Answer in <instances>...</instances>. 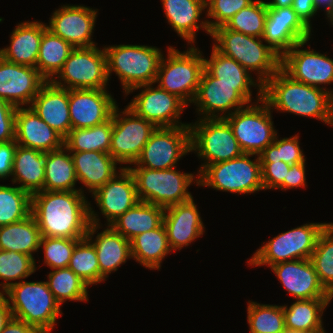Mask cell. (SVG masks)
<instances>
[{
    "instance_id": "obj_16",
    "label": "cell",
    "mask_w": 333,
    "mask_h": 333,
    "mask_svg": "<svg viewBox=\"0 0 333 333\" xmlns=\"http://www.w3.org/2000/svg\"><path fill=\"white\" fill-rule=\"evenodd\" d=\"M153 84H147L131 89L127 94L134 90L144 88L133 100L128 104L137 116L158 127H176L189 126V124L179 122L180 115L186 106L182 99L175 94L169 93Z\"/></svg>"
},
{
    "instance_id": "obj_3",
    "label": "cell",
    "mask_w": 333,
    "mask_h": 333,
    "mask_svg": "<svg viewBox=\"0 0 333 333\" xmlns=\"http://www.w3.org/2000/svg\"><path fill=\"white\" fill-rule=\"evenodd\" d=\"M216 43L213 47L225 56L233 58L248 72L257 71V81L262 85L281 68V57L263 39L220 26L210 35Z\"/></svg>"
},
{
    "instance_id": "obj_11",
    "label": "cell",
    "mask_w": 333,
    "mask_h": 333,
    "mask_svg": "<svg viewBox=\"0 0 333 333\" xmlns=\"http://www.w3.org/2000/svg\"><path fill=\"white\" fill-rule=\"evenodd\" d=\"M191 152L205 162L198 174L207 166L240 157L243 152L239 147L229 123L224 118L201 119L189 124Z\"/></svg>"
},
{
    "instance_id": "obj_44",
    "label": "cell",
    "mask_w": 333,
    "mask_h": 333,
    "mask_svg": "<svg viewBox=\"0 0 333 333\" xmlns=\"http://www.w3.org/2000/svg\"><path fill=\"white\" fill-rule=\"evenodd\" d=\"M68 267L88 286L100 283V267L93 243L81 239L75 246Z\"/></svg>"
},
{
    "instance_id": "obj_47",
    "label": "cell",
    "mask_w": 333,
    "mask_h": 333,
    "mask_svg": "<svg viewBox=\"0 0 333 333\" xmlns=\"http://www.w3.org/2000/svg\"><path fill=\"white\" fill-rule=\"evenodd\" d=\"M81 239L42 237L39 247L44 250V264L52 270L68 267L73 250Z\"/></svg>"
},
{
    "instance_id": "obj_45",
    "label": "cell",
    "mask_w": 333,
    "mask_h": 333,
    "mask_svg": "<svg viewBox=\"0 0 333 333\" xmlns=\"http://www.w3.org/2000/svg\"><path fill=\"white\" fill-rule=\"evenodd\" d=\"M36 268V262L31 256L21 252L0 250V279L5 281L0 283L3 290L0 293L3 295L14 284L10 282L11 280L22 281L35 273Z\"/></svg>"
},
{
    "instance_id": "obj_53",
    "label": "cell",
    "mask_w": 333,
    "mask_h": 333,
    "mask_svg": "<svg viewBox=\"0 0 333 333\" xmlns=\"http://www.w3.org/2000/svg\"><path fill=\"white\" fill-rule=\"evenodd\" d=\"M305 162L292 164L288 170L287 179L277 189H291L306 186Z\"/></svg>"
},
{
    "instance_id": "obj_30",
    "label": "cell",
    "mask_w": 333,
    "mask_h": 333,
    "mask_svg": "<svg viewBox=\"0 0 333 333\" xmlns=\"http://www.w3.org/2000/svg\"><path fill=\"white\" fill-rule=\"evenodd\" d=\"M161 2L169 25L188 44L195 43L199 28L211 35L207 20L199 24L202 11L206 9V0H161Z\"/></svg>"
},
{
    "instance_id": "obj_20",
    "label": "cell",
    "mask_w": 333,
    "mask_h": 333,
    "mask_svg": "<svg viewBox=\"0 0 333 333\" xmlns=\"http://www.w3.org/2000/svg\"><path fill=\"white\" fill-rule=\"evenodd\" d=\"M46 82L37 68L15 64L0 56V98L15 107L31 105Z\"/></svg>"
},
{
    "instance_id": "obj_9",
    "label": "cell",
    "mask_w": 333,
    "mask_h": 333,
    "mask_svg": "<svg viewBox=\"0 0 333 333\" xmlns=\"http://www.w3.org/2000/svg\"><path fill=\"white\" fill-rule=\"evenodd\" d=\"M252 86H258L257 95H262V84L222 83L204 69L192 104L198 107V114L203 115L201 119L225 118L251 103Z\"/></svg>"
},
{
    "instance_id": "obj_12",
    "label": "cell",
    "mask_w": 333,
    "mask_h": 333,
    "mask_svg": "<svg viewBox=\"0 0 333 333\" xmlns=\"http://www.w3.org/2000/svg\"><path fill=\"white\" fill-rule=\"evenodd\" d=\"M257 97V102L224 118L229 123L242 152L256 156L272 144L277 135L270 107L262 99V95ZM260 102L262 104L257 105Z\"/></svg>"
},
{
    "instance_id": "obj_5",
    "label": "cell",
    "mask_w": 333,
    "mask_h": 333,
    "mask_svg": "<svg viewBox=\"0 0 333 333\" xmlns=\"http://www.w3.org/2000/svg\"><path fill=\"white\" fill-rule=\"evenodd\" d=\"M104 51L108 79L115 72L126 95L135 87L154 84L163 56L159 48L124 44L104 47Z\"/></svg>"
},
{
    "instance_id": "obj_7",
    "label": "cell",
    "mask_w": 333,
    "mask_h": 333,
    "mask_svg": "<svg viewBox=\"0 0 333 333\" xmlns=\"http://www.w3.org/2000/svg\"><path fill=\"white\" fill-rule=\"evenodd\" d=\"M256 154L243 153L240 157L207 165L196 177L197 186L216 190L250 194L264 190L261 179L260 157L251 160Z\"/></svg>"
},
{
    "instance_id": "obj_29",
    "label": "cell",
    "mask_w": 333,
    "mask_h": 333,
    "mask_svg": "<svg viewBox=\"0 0 333 333\" xmlns=\"http://www.w3.org/2000/svg\"><path fill=\"white\" fill-rule=\"evenodd\" d=\"M70 154L77 180L92 194L118 173V162L109 153L81 151Z\"/></svg>"
},
{
    "instance_id": "obj_54",
    "label": "cell",
    "mask_w": 333,
    "mask_h": 333,
    "mask_svg": "<svg viewBox=\"0 0 333 333\" xmlns=\"http://www.w3.org/2000/svg\"><path fill=\"white\" fill-rule=\"evenodd\" d=\"M292 7L301 22L311 30L310 19L317 14L314 7V0H294Z\"/></svg>"
},
{
    "instance_id": "obj_14",
    "label": "cell",
    "mask_w": 333,
    "mask_h": 333,
    "mask_svg": "<svg viewBox=\"0 0 333 333\" xmlns=\"http://www.w3.org/2000/svg\"><path fill=\"white\" fill-rule=\"evenodd\" d=\"M118 110L117 105L113 110V130L109 154L118 164L132 165L157 127L137 116L127 106L122 112Z\"/></svg>"
},
{
    "instance_id": "obj_19",
    "label": "cell",
    "mask_w": 333,
    "mask_h": 333,
    "mask_svg": "<svg viewBox=\"0 0 333 333\" xmlns=\"http://www.w3.org/2000/svg\"><path fill=\"white\" fill-rule=\"evenodd\" d=\"M309 30L293 7H268L262 39L281 58L297 43L310 40Z\"/></svg>"
},
{
    "instance_id": "obj_1",
    "label": "cell",
    "mask_w": 333,
    "mask_h": 333,
    "mask_svg": "<svg viewBox=\"0 0 333 333\" xmlns=\"http://www.w3.org/2000/svg\"><path fill=\"white\" fill-rule=\"evenodd\" d=\"M90 203L81 191H39L32 194L31 215L42 237L85 238Z\"/></svg>"
},
{
    "instance_id": "obj_36",
    "label": "cell",
    "mask_w": 333,
    "mask_h": 333,
    "mask_svg": "<svg viewBox=\"0 0 333 333\" xmlns=\"http://www.w3.org/2000/svg\"><path fill=\"white\" fill-rule=\"evenodd\" d=\"M69 153V150L65 146L45 153L44 191L84 192L82 188L75 189V184L78 180L73 160Z\"/></svg>"
},
{
    "instance_id": "obj_24",
    "label": "cell",
    "mask_w": 333,
    "mask_h": 333,
    "mask_svg": "<svg viewBox=\"0 0 333 333\" xmlns=\"http://www.w3.org/2000/svg\"><path fill=\"white\" fill-rule=\"evenodd\" d=\"M119 169L120 172L92 194L108 225L140 201L133 174L128 167Z\"/></svg>"
},
{
    "instance_id": "obj_32",
    "label": "cell",
    "mask_w": 333,
    "mask_h": 333,
    "mask_svg": "<svg viewBox=\"0 0 333 333\" xmlns=\"http://www.w3.org/2000/svg\"><path fill=\"white\" fill-rule=\"evenodd\" d=\"M164 212L163 207L139 201L134 207L115 219L110 226L131 241L143 232L159 228L163 224Z\"/></svg>"
},
{
    "instance_id": "obj_25",
    "label": "cell",
    "mask_w": 333,
    "mask_h": 333,
    "mask_svg": "<svg viewBox=\"0 0 333 333\" xmlns=\"http://www.w3.org/2000/svg\"><path fill=\"white\" fill-rule=\"evenodd\" d=\"M163 224L171 250H180L204 233L203 221L193 197L165 208Z\"/></svg>"
},
{
    "instance_id": "obj_40",
    "label": "cell",
    "mask_w": 333,
    "mask_h": 333,
    "mask_svg": "<svg viewBox=\"0 0 333 333\" xmlns=\"http://www.w3.org/2000/svg\"><path fill=\"white\" fill-rule=\"evenodd\" d=\"M32 195L19 186L0 185V226L9 225L31 214Z\"/></svg>"
},
{
    "instance_id": "obj_38",
    "label": "cell",
    "mask_w": 333,
    "mask_h": 333,
    "mask_svg": "<svg viewBox=\"0 0 333 333\" xmlns=\"http://www.w3.org/2000/svg\"><path fill=\"white\" fill-rule=\"evenodd\" d=\"M113 130V113L103 124L90 128L71 129L64 139L69 152L98 151L109 153Z\"/></svg>"
},
{
    "instance_id": "obj_57",
    "label": "cell",
    "mask_w": 333,
    "mask_h": 333,
    "mask_svg": "<svg viewBox=\"0 0 333 333\" xmlns=\"http://www.w3.org/2000/svg\"><path fill=\"white\" fill-rule=\"evenodd\" d=\"M322 6L328 15L333 10V0H314V7L316 11H318Z\"/></svg>"
},
{
    "instance_id": "obj_33",
    "label": "cell",
    "mask_w": 333,
    "mask_h": 333,
    "mask_svg": "<svg viewBox=\"0 0 333 333\" xmlns=\"http://www.w3.org/2000/svg\"><path fill=\"white\" fill-rule=\"evenodd\" d=\"M331 300L303 299L296 300L290 307L283 305L285 329L304 333L323 331V312Z\"/></svg>"
},
{
    "instance_id": "obj_42",
    "label": "cell",
    "mask_w": 333,
    "mask_h": 333,
    "mask_svg": "<svg viewBox=\"0 0 333 333\" xmlns=\"http://www.w3.org/2000/svg\"><path fill=\"white\" fill-rule=\"evenodd\" d=\"M247 321L250 333H283L286 330L283 305L248 301Z\"/></svg>"
},
{
    "instance_id": "obj_21",
    "label": "cell",
    "mask_w": 333,
    "mask_h": 333,
    "mask_svg": "<svg viewBox=\"0 0 333 333\" xmlns=\"http://www.w3.org/2000/svg\"><path fill=\"white\" fill-rule=\"evenodd\" d=\"M117 106L106 89L69 90L72 129L90 128L108 121Z\"/></svg>"
},
{
    "instance_id": "obj_27",
    "label": "cell",
    "mask_w": 333,
    "mask_h": 333,
    "mask_svg": "<svg viewBox=\"0 0 333 333\" xmlns=\"http://www.w3.org/2000/svg\"><path fill=\"white\" fill-rule=\"evenodd\" d=\"M30 108L64 139L71 126L69 113V90L47 81L34 97Z\"/></svg>"
},
{
    "instance_id": "obj_31",
    "label": "cell",
    "mask_w": 333,
    "mask_h": 333,
    "mask_svg": "<svg viewBox=\"0 0 333 333\" xmlns=\"http://www.w3.org/2000/svg\"><path fill=\"white\" fill-rule=\"evenodd\" d=\"M12 182L31 195L42 191L45 181V153L17 145L13 168Z\"/></svg>"
},
{
    "instance_id": "obj_52",
    "label": "cell",
    "mask_w": 333,
    "mask_h": 333,
    "mask_svg": "<svg viewBox=\"0 0 333 333\" xmlns=\"http://www.w3.org/2000/svg\"><path fill=\"white\" fill-rule=\"evenodd\" d=\"M15 140L0 143V179L12 176L14 155L17 148Z\"/></svg>"
},
{
    "instance_id": "obj_46",
    "label": "cell",
    "mask_w": 333,
    "mask_h": 333,
    "mask_svg": "<svg viewBox=\"0 0 333 333\" xmlns=\"http://www.w3.org/2000/svg\"><path fill=\"white\" fill-rule=\"evenodd\" d=\"M267 17V3L256 0L241 9L225 25L229 30L262 38Z\"/></svg>"
},
{
    "instance_id": "obj_60",
    "label": "cell",
    "mask_w": 333,
    "mask_h": 333,
    "mask_svg": "<svg viewBox=\"0 0 333 333\" xmlns=\"http://www.w3.org/2000/svg\"><path fill=\"white\" fill-rule=\"evenodd\" d=\"M283 333H304V332L286 329Z\"/></svg>"
},
{
    "instance_id": "obj_59",
    "label": "cell",
    "mask_w": 333,
    "mask_h": 333,
    "mask_svg": "<svg viewBox=\"0 0 333 333\" xmlns=\"http://www.w3.org/2000/svg\"><path fill=\"white\" fill-rule=\"evenodd\" d=\"M327 17L330 20V23L333 25V10L327 15Z\"/></svg>"
},
{
    "instance_id": "obj_51",
    "label": "cell",
    "mask_w": 333,
    "mask_h": 333,
    "mask_svg": "<svg viewBox=\"0 0 333 333\" xmlns=\"http://www.w3.org/2000/svg\"><path fill=\"white\" fill-rule=\"evenodd\" d=\"M16 109L0 98V143L15 140Z\"/></svg>"
},
{
    "instance_id": "obj_13",
    "label": "cell",
    "mask_w": 333,
    "mask_h": 333,
    "mask_svg": "<svg viewBox=\"0 0 333 333\" xmlns=\"http://www.w3.org/2000/svg\"><path fill=\"white\" fill-rule=\"evenodd\" d=\"M56 77L51 82L68 90L107 89L109 79L104 49L99 50L96 45L74 48Z\"/></svg>"
},
{
    "instance_id": "obj_55",
    "label": "cell",
    "mask_w": 333,
    "mask_h": 333,
    "mask_svg": "<svg viewBox=\"0 0 333 333\" xmlns=\"http://www.w3.org/2000/svg\"><path fill=\"white\" fill-rule=\"evenodd\" d=\"M1 333H40L34 326L12 317Z\"/></svg>"
},
{
    "instance_id": "obj_23",
    "label": "cell",
    "mask_w": 333,
    "mask_h": 333,
    "mask_svg": "<svg viewBox=\"0 0 333 333\" xmlns=\"http://www.w3.org/2000/svg\"><path fill=\"white\" fill-rule=\"evenodd\" d=\"M270 268L287 292L297 300L333 298L320 283L310 259L281 262Z\"/></svg>"
},
{
    "instance_id": "obj_50",
    "label": "cell",
    "mask_w": 333,
    "mask_h": 333,
    "mask_svg": "<svg viewBox=\"0 0 333 333\" xmlns=\"http://www.w3.org/2000/svg\"><path fill=\"white\" fill-rule=\"evenodd\" d=\"M291 165L283 161H261V179L264 190L277 189L287 179Z\"/></svg>"
},
{
    "instance_id": "obj_48",
    "label": "cell",
    "mask_w": 333,
    "mask_h": 333,
    "mask_svg": "<svg viewBox=\"0 0 333 333\" xmlns=\"http://www.w3.org/2000/svg\"><path fill=\"white\" fill-rule=\"evenodd\" d=\"M277 138L276 135L273 143L259 154L260 161H283L290 165L306 161L297 135L280 140Z\"/></svg>"
},
{
    "instance_id": "obj_18",
    "label": "cell",
    "mask_w": 333,
    "mask_h": 333,
    "mask_svg": "<svg viewBox=\"0 0 333 333\" xmlns=\"http://www.w3.org/2000/svg\"><path fill=\"white\" fill-rule=\"evenodd\" d=\"M98 9L83 5H63L53 12L47 29L68 42L73 48L95 46L92 34Z\"/></svg>"
},
{
    "instance_id": "obj_41",
    "label": "cell",
    "mask_w": 333,
    "mask_h": 333,
    "mask_svg": "<svg viewBox=\"0 0 333 333\" xmlns=\"http://www.w3.org/2000/svg\"><path fill=\"white\" fill-rule=\"evenodd\" d=\"M204 69L219 82L226 84H261L233 58L223 55L212 47L210 59L204 58ZM258 82V83H257Z\"/></svg>"
},
{
    "instance_id": "obj_15",
    "label": "cell",
    "mask_w": 333,
    "mask_h": 333,
    "mask_svg": "<svg viewBox=\"0 0 333 333\" xmlns=\"http://www.w3.org/2000/svg\"><path fill=\"white\" fill-rule=\"evenodd\" d=\"M188 152H191L189 126L158 127L133 165L157 170L174 168Z\"/></svg>"
},
{
    "instance_id": "obj_56",
    "label": "cell",
    "mask_w": 333,
    "mask_h": 333,
    "mask_svg": "<svg viewBox=\"0 0 333 333\" xmlns=\"http://www.w3.org/2000/svg\"><path fill=\"white\" fill-rule=\"evenodd\" d=\"M12 311L5 297H0V333L5 328L6 324L12 319Z\"/></svg>"
},
{
    "instance_id": "obj_43",
    "label": "cell",
    "mask_w": 333,
    "mask_h": 333,
    "mask_svg": "<svg viewBox=\"0 0 333 333\" xmlns=\"http://www.w3.org/2000/svg\"><path fill=\"white\" fill-rule=\"evenodd\" d=\"M320 283L333 296V224L320 233L310 257Z\"/></svg>"
},
{
    "instance_id": "obj_6",
    "label": "cell",
    "mask_w": 333,
    "mask_h": 333,
    "mask_svg": "<svg viewBox=\"0 0 333 333\" xmlns=\"http://www.w3.org/2000/svg\"><path fill=\"white\" fill-rule=\"evenodd\" d=\"M190 46L184 52L168 47V57L164 59L165 56H162L154 82L158 83L159 88L178 96L187 105L192 103L204 71L201 51L192 44Z\"/></svg>"
},
{
    "instance_id": "obj_35",
    "label": "cell",
    "mask_w": 333,
    "mask_h": 333,
    "mask_svg": "<svg viewBox=\"0 0 333 333\" xmlns=\"http://www.w3.org/2000/svg\"><path fill=\"white\" fill-rule=\"evenodd\" d=\"M130 243L132 258L149 269L160 270L163 259L172 252L164 224L135 236Z\"/></svg>"
},
{
    "instance_id": "obj_49",
    "label": "cell",
    "mask_w": 333,
    "mask_h": 333,
    "mask_svg": "<svg viewBox=\"0 0 333 333\" xmlns=\"http://www.w3.org/2000/svg\"><path fill=\"white\" fill-rule=\"evenodd\" d=\"M255 0H206L207 20L210 32L226 23L241 9L248 7Z\"/></svg>"
},
{
    "instance_id": "obj_26",
    "label": "cell",
    "mask_w": 333,
    "mask_h": 333,
    "mask_svg": "<svg viewBox=\"0 0 333 333\" xmlns=\"http://www.w3.org/2000/svg\"><path fill=\"white\" fill-rule=\"evenodd\" d=\"M15 141L22 147L44 153L64 146V138L30 107L16 109Z\"/></svg>"
},
{
    "instance_id": "obj_17",
    "label": "cell",
    "mask_w": 333,
    "mask_h": 333,
    "mask_svg": "<svg viewBox=\"0 0 333 333\" xmlns=\"http://www.w3.org/2000/svg\"><path fill=\"white\" fill-rule=\"evenodd\" d=\"M309 40L295 44L282 58L281 69L293 80L309 86L333 83V59L311 49H300Z\"/></svg>"
},
{
    "instance_id": "obj_4",
    "label": "cell",
    "mask_w": 333,
    "mask_h": 333,
    "mask_svg": "<svg viewBox=\"0 0 333 333\" xmlns=\"http://www.w3.org/2000/svg\"><path fill=\"white\" fill-rule=\"evenodd\" d=\"M3 296L13 317L34 326L40 333H50L56 325L57 317L62 316L61 305L45 281L15 282Z\"/></svg>"
},
{
    "instance_id": "obj_8",
    "label": "cell",
    "mask_w": 333,
    "mask_h": 333,
    "mask_svg": "<svg viewBox=\"0 0 333 333\" xmlns=\"http://www.w3.org/2000/svg\"><path fill=\"white\" fill-rule=\"evenodd\" d=\"M127 167L133 174L137 195L142 202L165 209L192 198L187 187L195 180L193 173H181L175 167L164 170Z\"/></svg>"
},
{
    "instance_id": "obj_34",
    "label": "cell",
    "mask_w": 333,
    "mask_h": 333,
    "mask_svg": "<svg viewBox=\"0 0 333 333\" xmlns=\"http://www.w3.org/2000/svg\"><path fill=\"white\" fill-rule=\"evenodd\" d=\"M41 231L34 217L27 218L9 225L0 226V250L21 252L33 257L40 248Z\"/></svg>"
},
{
    "instance_id": "obj_10",
    "label": "cell",
    "mask_w": 333,
    "mask_h": 333,
    "mask_svg": "<svg viewBox=\"0 0 333 333\" xmlns=\"http://www.w3.org/2000/svg\"><path fill=\"white\" fill-rule=\"evenodd\" d=\"M329 223L304 224L283 232L256 250L247 261L250 266L269 267L286 261L310 259L320 233Z\"/></svg>"
},
{
    "instance_id": "obj_28",
    "label": "cell",
    "mask_w": 333,
    "mask_h": 333,
    "mask_svg": "<svg viewBox=\"0 0 333 333\" xmlns=\"http://www.w3.org/2000/svg\"><path fill=\"white\" fill-rule=\"evenodd\" d=\"M15 27L10 36V46L0 49V56L15 64L36 68L43 32L47 28L46 24L26 21Z\"/></svg>"
},
{
    "instance_id": "obj_2",
    "label": "cell",
    "mask_w": 333,
    "mask_h": 333,
    "mask_svg": "<svg viewBox=\"0 0 333 333\" xmlns=\"http://www.w3.org/2000/svg\"><path fill=\"white\" fill-rule=\"evenodd\" d=\"M262 99L271 110L313 117L333 126V90L295 81L281 68L263 84Z\"/></svg>"
},
{
    "instance_id": "obj_58",
    "label": "cell",
    "mask_w": 333,
    "mask_h": 333,
    "mask_svg": "<svg viewBox=\"0 0 333 333\" xmlns=\"http://www.w3.org/2000/svg\"><path fill=\"white\" fill-rule=\"evenodd\" d=\"M294 0H272L270 2H266L268 7H291L293 5Z\"/></svg>"
},
{
    "instance_id": "obj_22",
    "label": "cell",
    "mask_w": 333,
    "mask_h": 333,
    "mask_svg": "<svg viewBox=\"0 0 333 333\" xmlns=\"http://www.w3.org/2000/svg\"><path fill=\"white\" fill-rule=\"evenodd\" d=\"M90 226L86 237L93 243L97 253L100 267V282H104L111 272L118 270V267L132 258L131 243L128 239L117 233L110 225L92 238L97 229L100 228L99 218L89 205Z\"/></svg>"
},
{
    "instance_id": "obj_39",
    "label": "cell",
    "mask_w": 333,
    "mask_h": 333,
    "mask_svg": "<svg viewBox=\"0 0 333 333\" xmlns=\"http://www.w3.org/2000/svg\"><path fill=\"white\" fill-rule=\"evenodd\" d=\"M48 278L49 290L60 305L67 300L88 301V285L69 267L53 269Z\"/></svg>"
},
{
    "instance_id": "obj_37",
    "label": "cell",
    "mask_w": 333,
    "mask_h": 333,
    "mask_svg": "<svg viewBox=\"0 0 333 333\" xmlns=\"http://www.w3.org/2000/svg\"><path fill=\"white\" fill-rule=\"evenodd\" d=\"M73 49L68 42L46 28L40 43L37 70L47 81H51L62 69Z\"/></svg>"
}]
</instances>
